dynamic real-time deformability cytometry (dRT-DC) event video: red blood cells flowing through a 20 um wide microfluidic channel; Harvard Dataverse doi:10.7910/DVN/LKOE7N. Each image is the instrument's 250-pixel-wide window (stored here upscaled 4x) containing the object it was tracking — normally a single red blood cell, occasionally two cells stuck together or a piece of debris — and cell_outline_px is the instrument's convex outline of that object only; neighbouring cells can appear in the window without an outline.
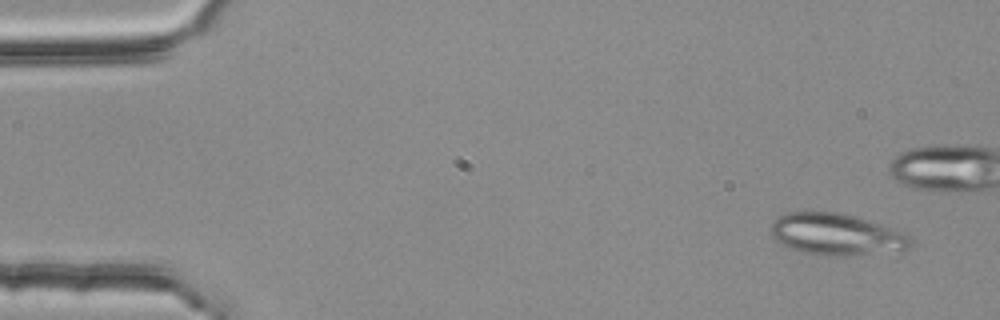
{"species": "common noctule bat (a hibernating species)", "species_latin": "Nyctalus noctula", "temperature_condition": "room temperature", "stored_images_in_passage": 5, "camera_frame_rate_fps": 3000, "um_per_image_px": 0.085, "animal": {"sex": "female", "body_mass_g": 25.1}, "frame": {"image": 1, "passage_image": 1, "time_ms": 0.0, "image_size_px": [1000, 320], "cell_outline_px": [[912, 240], [908, 252], [840, 256], [800, 252], [784, 244], [772, 236], [772, 224], [780, 216], [788, 212], [836, 212], [852, 216], [880, 224], [900, 232], [908, 236]], "centroid_in_image_um": [71.17, 19.95], "position_along_channel_um": 13.8, "area_um2": 33.58}}